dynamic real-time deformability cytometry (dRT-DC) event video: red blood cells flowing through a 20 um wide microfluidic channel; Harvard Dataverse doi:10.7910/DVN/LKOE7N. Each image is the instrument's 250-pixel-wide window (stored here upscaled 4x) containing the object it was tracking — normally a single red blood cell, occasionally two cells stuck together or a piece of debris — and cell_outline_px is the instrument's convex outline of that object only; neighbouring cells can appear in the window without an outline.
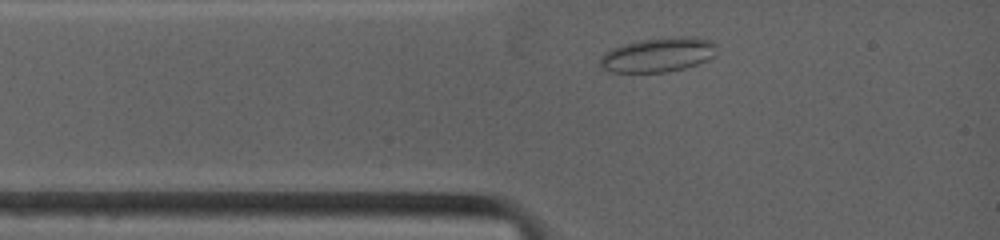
{"species": "common noctule bat (a hibernating species)", "species_latin": "Nyctalus noctula", "temperature_condition": "warm", "stored_images_in_passage": 5, "camera_frame_rate_fps": 4500, "um_per_image_px": 0.085, "animal": {"sex": "female", "body_mass_g": 19.0, "forearm_length_mm": 53.3}, "frame": {"image": 1, "passage_image": 3, "time_ms": 0.889, "image_size_px": [1000, 240], "cell_outline_px": [[716, 56], [708, 60], [684, 68], [668, 72], [608, 72], [600, 68], [600, 56], [604, 52], [612, 48], [624, 44], [640, 40], [680, 36], [696, 36], [712, 40], [716, 44]], "centroid_in_image_um": [55.96, 4.65], "position_along_channel_um": 29.0, "area_um2": 23.76}}